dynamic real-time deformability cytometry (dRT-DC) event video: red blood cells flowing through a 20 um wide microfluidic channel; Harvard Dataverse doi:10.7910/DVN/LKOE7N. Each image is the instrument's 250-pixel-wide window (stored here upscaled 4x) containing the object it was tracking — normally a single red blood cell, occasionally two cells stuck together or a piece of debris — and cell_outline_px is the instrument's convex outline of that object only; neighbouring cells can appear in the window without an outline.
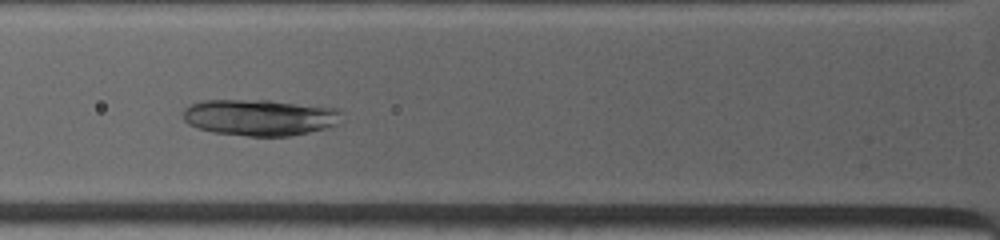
{"species": "common noctule bat (a hibernating species)", "species_latin": "Nyctalus noctula", "temperature_condition": "warm", "stored_images_in_passage": 11, "camera_frame_rate_fps": 4500, "um_per_image_px": 0.085, "animal": {"sex": "female", "body_mass_g": 19.0, "forearm_length_mm": 53.3}, "frame": {"image": 1, "passage_image": 4, "time_ms": 3.556, "image_size_px": [1000, 240], "cell_outline_px": [[340, 112], [336, 124], [324, 128], [308, 132], [288, 136], [248, 136], [212, 132], [196, 128], [188, 124], [184, 120], [184, 108], [188, 104], [200, 100], [268, 100], [340, 108]], "centroid_in_image_um": [22.01, 9.97], "position_along_channel_um": 103.8, "area_um2": 33.58}}
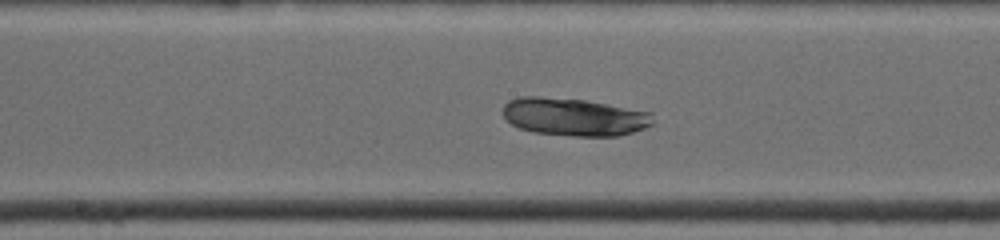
{"frame": {"image": 2, "passage_image": 8, "time_ms": 6.0, "image_size_px": [1000, 240], "cell_outline_px": [[652, 124], [644, 128], [632, 132], [616, 136], [572, 136], [532, 132], [520, 128], [512, 124], [504, 116], [504, 104], [508, 100], [520, 96], [540, 96], [584, 100], [652, 112]], "centroid_in_image_um": [48.78, 9.93], "position_along_channel_um": 199.4, "area_um2": 32.95}}
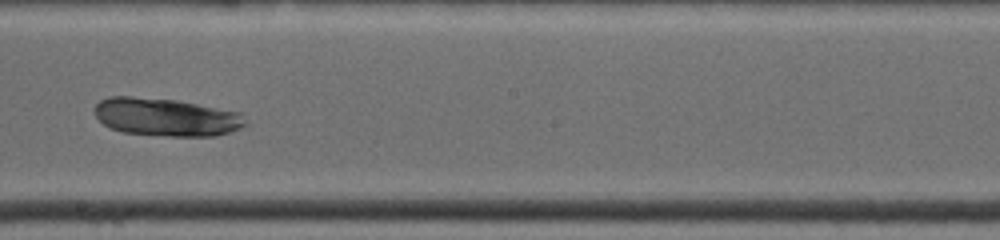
{"frame": {"image": 3, "passage_image": 10, "time_ms": 6.889, "image_size_px": [1000, 240], "cell_outline_px": [[248, 124], [240, 128], [216, 136], [168, 136], [124, 132], [112, 128], [104, 124], [96, 116], [92, 108], [100, 100], [108, 96], [132, 96], [176, 100], [240, 112], [248, 120]], "centroid_in_image_um": [14.12, 9.94], "position_along_channel_um": 234.1, "area_um2": 33.47}}